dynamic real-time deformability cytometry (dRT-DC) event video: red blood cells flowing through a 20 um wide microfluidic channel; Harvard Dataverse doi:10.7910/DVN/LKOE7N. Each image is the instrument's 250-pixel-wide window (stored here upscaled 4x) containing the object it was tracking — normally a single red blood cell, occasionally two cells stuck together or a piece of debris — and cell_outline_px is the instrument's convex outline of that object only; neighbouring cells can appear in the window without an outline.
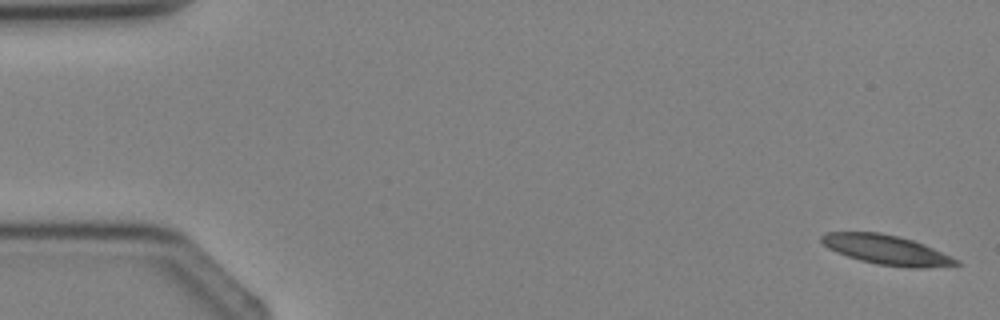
{"species": "Egyptian fruit bat (a non-hibernating species)", "species_latin": "Rousettus aegyptiacus", "temperature_condition": "cold", "stored_images_in_passage": 4, "camera_frame_rate_fps": 3000, "um_per_image_px": 0.085, "animal": {"sex": "female"}, "frame": {"image": 1, "passage_image": 1, "time_ms": 0.0, "image_size_px": [1000, 320], "cell_outline_px": [[960, 264], [928, 268], [908, 268], [876, 264], [860, 260], [836, 252], [828, 248], [820, 240], [820, 236], [828, 232], [880, 232], [912, 240], [924, 244], [952, 256], [960, 260]], "centroid_in_image_um": [75.38, 21.24], "position_along_channel_um": 9.6, "area_um2": 23.24}}
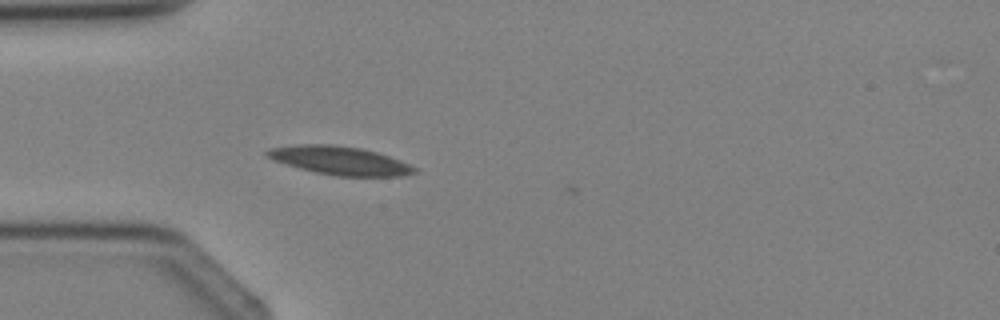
{"frame": {"image": 2, "passage_image": 4, "time_ms": 3.333, "image_size_px": [1000, 320], "cell_outline_px": [[416, 172], [404, 176], [336, 176], [316, 172], [300, 168], [272, 160], [264, 156], [264, 152], [268, 148], [300, 144], [332, 144], [360, 148], [376, 152], [400, 160], [416, 168]], "centroid_in_image_um": [28.83, 13.64], "position_along_channel_um": 56.2, "area_um2": 24.39}}